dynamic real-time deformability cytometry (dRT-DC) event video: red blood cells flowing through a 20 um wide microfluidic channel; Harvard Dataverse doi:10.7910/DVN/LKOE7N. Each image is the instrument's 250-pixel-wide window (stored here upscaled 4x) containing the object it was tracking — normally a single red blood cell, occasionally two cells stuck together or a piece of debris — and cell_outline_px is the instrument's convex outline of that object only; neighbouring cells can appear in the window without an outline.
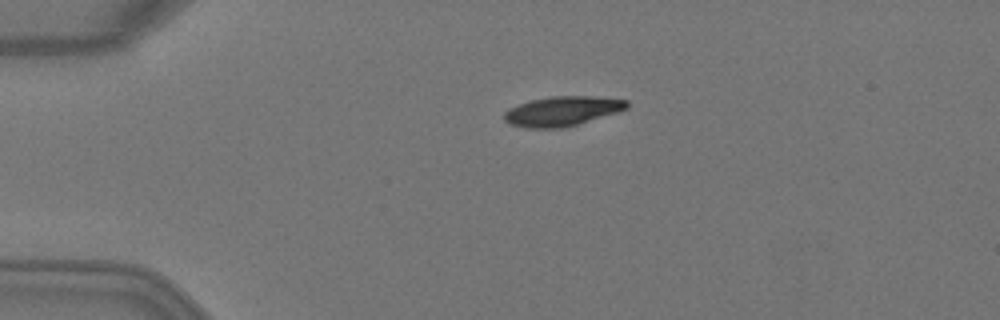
{"species": "Egyptian fruit bat (a non-hibernating species)", "species_latin": "Rousettus aegyptiacus", "temperature_condition": "warm", "stored_images_in_passage": 4, "camera_frame_rate_fps": 3000, "um_per_image_px": 0.085, "animal": {"sex": "female"}, "frame": {"image": 1, "passage_image": 3, "time_ms": 0.667, "image_size_px": [1000, 320], "cell_outline_px": [[628, 108], [616, 112], [564, 128], [524, 128], [508, 124], [504, 120], [504, 112], [508, 108], [532, 100], [552, 96], [592, 96], [628, 100]], "centroid_in_image_um": [47.75, 9.45], "position_along_channel_um": 37.3, "area_um2": 21.1}}
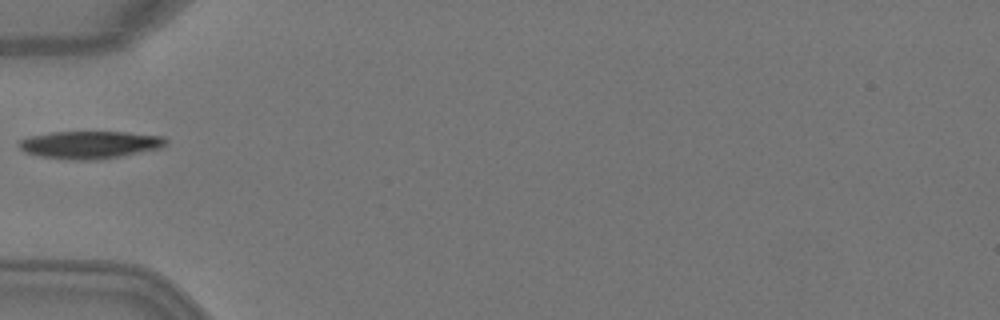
{"frame": {"image": 2, "passage_image": 4, "time_ms": 1.0, "image_size_px": [1000, 320], "cell_outline_px": [[168, 140], [160, 148], [100, 160], [72, 160], [40, 156], [24, 152], [20, 148], [20, 140], [32, 136], [52, 132], [128, 132], [164, 136]], "centroid_in_image_um": [7.66, 12.3], "position_along_channel_um": 77.3, "area_um2": 23.47}}